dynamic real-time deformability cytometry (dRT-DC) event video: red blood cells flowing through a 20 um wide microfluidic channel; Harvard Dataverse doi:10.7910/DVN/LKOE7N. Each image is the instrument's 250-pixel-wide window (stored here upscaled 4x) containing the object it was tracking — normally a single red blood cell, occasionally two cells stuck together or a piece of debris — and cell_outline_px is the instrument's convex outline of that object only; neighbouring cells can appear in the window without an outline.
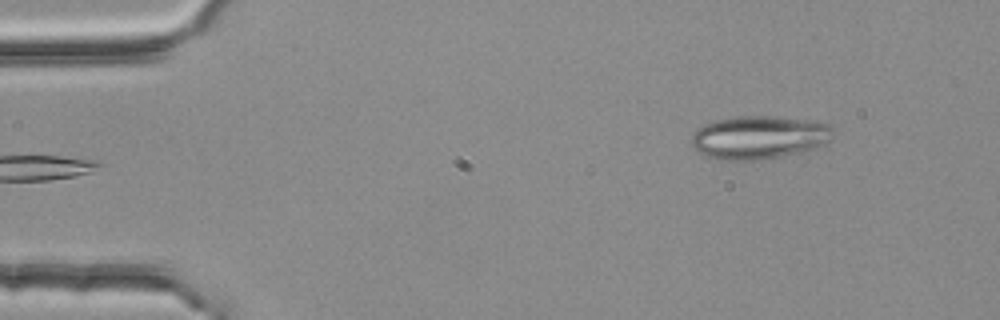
{"species": "common noctule bat (a hibernating species)", "species_latin": "Nyctalus noctula", "temperature_condition": "room temperature", "stored_images_in_passage": 5, "segment_of_instrument_passage": [2, 2], "camera_frame_rate_fps": 3000, "um_per_image_px": 0.085, "animal": {"sex": "female", "body_mass_g": 25.1}, "frame": {"image": 1, "passage_image": 5, "time_ms": 1.333, "image_size_px": [1000, 320], "cell_outline_px": [[832, 132], [828, 140], [824, 144], [816, 148], [756, 160], [720, 160], [708, 156], [700, 152], [692, 144], [692, 132], [704, 124], [736, 116], [772, 116], [816, 120], [832, 124]], "centroid_in_image_um": [64.53, 11.65], "position_along_channel_um": 20.5, "area_um2": 35.37}}